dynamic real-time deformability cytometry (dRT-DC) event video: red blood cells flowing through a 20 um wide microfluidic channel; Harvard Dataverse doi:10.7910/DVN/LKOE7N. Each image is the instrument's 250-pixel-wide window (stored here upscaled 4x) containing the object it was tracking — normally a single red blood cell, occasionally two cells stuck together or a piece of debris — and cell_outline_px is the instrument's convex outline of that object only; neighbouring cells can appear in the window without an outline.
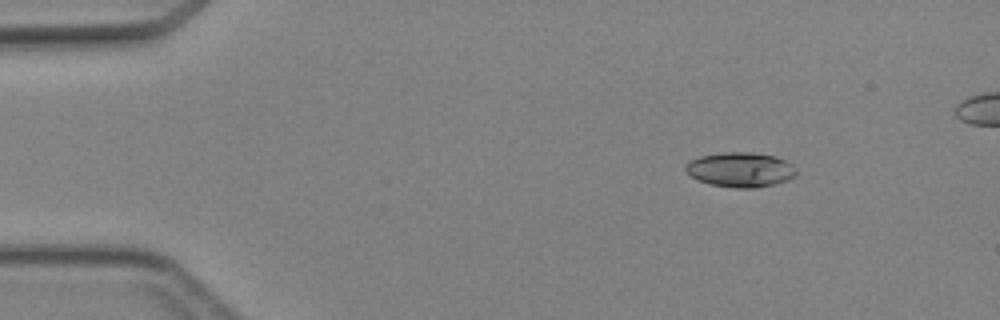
{"species": "Egyptian fruit bat (a non-hibernating species)", "species_latin": "Rousettus aegyptiacus", "temperature_condition": "cold", "stored_images_in_passage": 5, "camera_frame_rate_fps": 3000, "um_per_image_px": 0.085, "animal": {"sex": "female"}, "frame": {"image": 1, "passage_image": 2, "time_ms": 1.0, "image_size_px": [1000, 320], "cell_outline_px": [[800, 172], [796, 176], [788, 180], [776, 184], [756, 188], [732, 188], [712, 184], [700, 180], [692, 176], [684, 168], [692, 160], [700, 156], [724, 152], [752, 152], [776, 156], [784, 160]], "centroid_in_image_um": [63.0, 14.43], "position_along_channel_um": 22.0, "area_um2": 22.37}}